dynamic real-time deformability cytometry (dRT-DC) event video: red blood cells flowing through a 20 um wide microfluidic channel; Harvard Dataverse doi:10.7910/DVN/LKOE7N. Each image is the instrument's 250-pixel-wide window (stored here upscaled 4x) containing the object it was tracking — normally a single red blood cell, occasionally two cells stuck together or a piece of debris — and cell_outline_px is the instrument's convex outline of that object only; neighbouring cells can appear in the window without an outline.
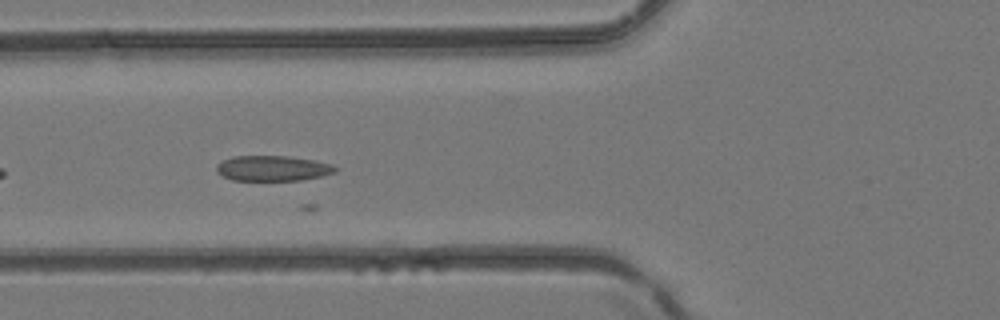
{"species": "common noctule bat (a hibernating species)", "species_latin": "Nyctalus noctula", "temperature_condition": "room temperature", "stored_images_in_passage": 13, "camera_frame_rate_fps": 3000, "um_per_image_px": 0.085, "animal": {"sex": "female", "body_mass_g": 24.6, "forearm_length_mm": 56.2}, "frame": {"image": 1, "passage_image": 6, "time_ms": 1.667, "image_size_px": [1000, 320], "cell_outline_px": [[340, 168], [336, 172], [320, 176], [300, 180], [232, 180], [216, 172], [216, 164], [232, 156], [288, 156], [316, 160], [332, 164]], "centroid_in_image_um": [23.2, 14.3], "position_along_channel_um": 102.6, "area_um2": 17.63}}
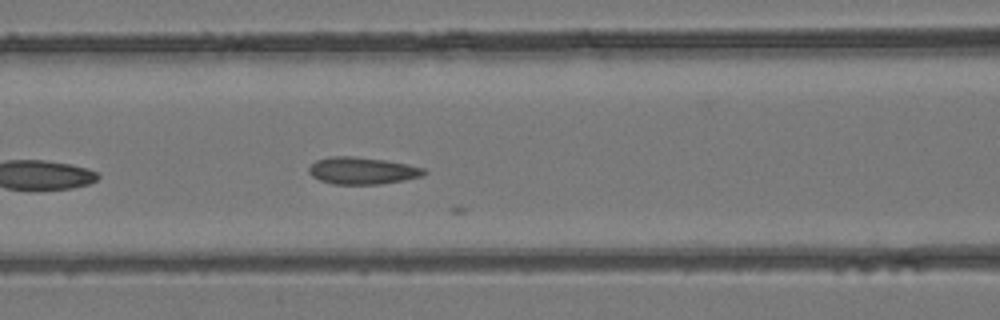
{"frame": {"image": 2, "passage_image": 8, "time_ms": 2.333, "image_size_px": [1000, 320], "cell_outline_px": [[428, 172], [420, 176], [404, 180], [380, 184], [332, 184], [320, 180], [312, 176], [308, 172], [308, 168], [316, 160], [328, 156], [352, 156], [384, 160], [408, 164], [424, 168]], "centroid_in_image_um": [30.77, 14.5], "position_along_channel_um": 135.8, "area_um2": 18.15}}
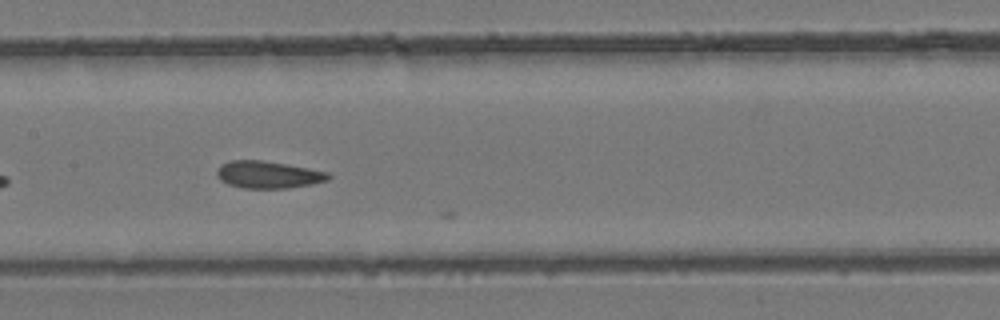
{"frame": {"image": 3, "passage_image": 11, "time_ms": 3.333, "image_size_px": [1000, 320], "cell_outline_px": [[332, 176], [328, 180], [288, 188], [244, 188], [228, 184], [220, 180], [216, 176], [216, 168], [220, 164], [228, 160], [264, 160], [308, 168], [328, 172]], "centroid_in_image_um": [22.73, 14.83], "position_along_channel_um": 184.7, "area_um2": 17.74}}